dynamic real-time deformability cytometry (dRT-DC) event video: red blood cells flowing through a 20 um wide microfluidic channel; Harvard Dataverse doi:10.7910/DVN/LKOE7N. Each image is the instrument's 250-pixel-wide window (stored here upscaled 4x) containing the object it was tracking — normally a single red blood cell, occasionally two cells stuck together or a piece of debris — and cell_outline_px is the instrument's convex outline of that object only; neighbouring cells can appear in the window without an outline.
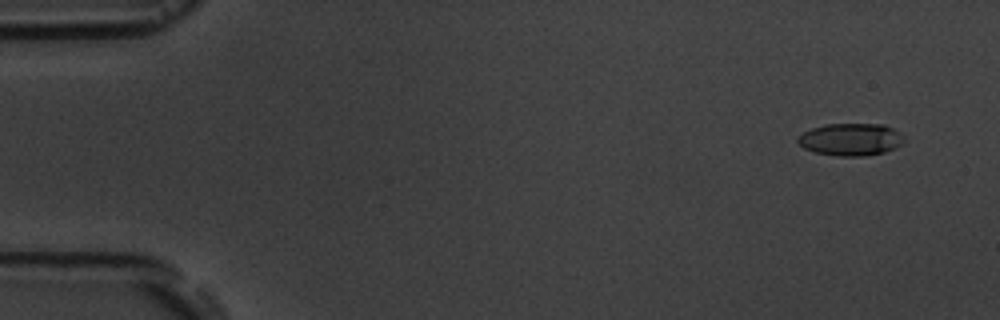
{"species": "common noctule bat (a hibernating species)", "species_latin": "Nyctalus noctula", "temperature_condition": "room temperature", "stored_images_in_passage": 12, "camera_frame_rate_fps": 3000, "um_per_image_px": 0.085, "animal": {"sex": "male", "body_mass_g": 19.5, "forearm_length_mm": 54.6}, "frame": {"image": 1, "passage_image": 2, "time_ms": 1.0, "image_size_px": [1000, 320], "cell_outline_px": [[904, 144], [896, 148], [884, 152], [864, 156], [836, 156], [816, 152], [804, 148], [796, 140], [796, 136], [812, 128], [828, 124], [884, 124], [900, 132], [904, 136]], "centroid_in_image_um": [72.34, 11.85], "position_along_channel_um": 12.7, "area_um2": 20.17}}
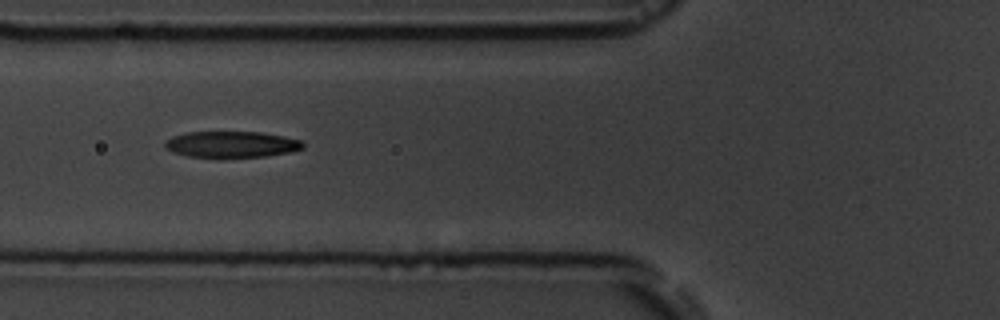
{"frame": {"image": 2, "passage_image": 7, "time_ms": 7.0, "image_size_px": [1000, 320], "cell_outline_px": [[304, 148], [288, 152], [264, 156], [188, 156], [172, 152], [164, 148], [164, 140], [172, 136], [184, 132], [260, 132], [284, 136], [304, 140]], "centroid_in_image_um": [19.65, 12.24], "position_along_channel_um": 106.1, "area_um2": 20.92}}
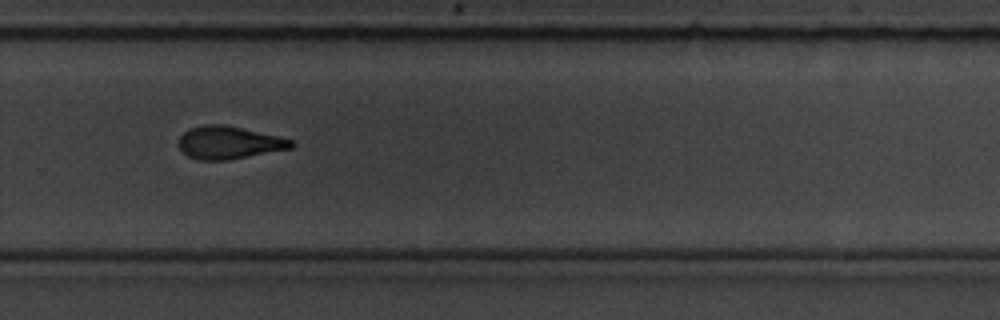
{"frame": {"image": 3, "passage_image": 12, "time_ms": 12.667, "image_size_px": [1000, 320], "cell_outline_px": [[296, 144], [292, 148], [228, 160], [200, 160], [188, 156], [180, 148], [180, 136], [184, 132], [192, 128], [204, 124], [224, 124], [276, 136], [292, 140]], "centroid_in_image_um": [19.47, 12.12], "position_along_channel_um": 310.3, "area_um2": 21.15}}